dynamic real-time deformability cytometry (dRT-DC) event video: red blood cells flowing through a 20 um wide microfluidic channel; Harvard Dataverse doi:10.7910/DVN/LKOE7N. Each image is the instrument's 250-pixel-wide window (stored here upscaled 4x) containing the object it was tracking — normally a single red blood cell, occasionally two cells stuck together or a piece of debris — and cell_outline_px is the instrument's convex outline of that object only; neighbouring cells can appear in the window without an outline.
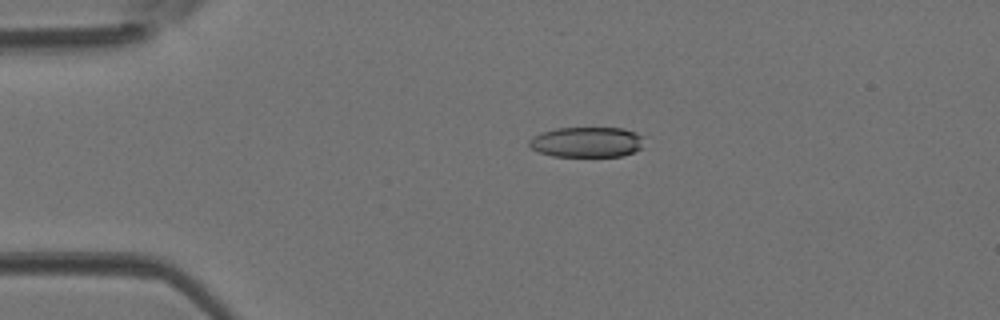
{"species": "Egyptian fruit bat (a non-hibernating species)", "species_latin": "Rousettus aegyptiacus", "temperature_condition": "room temperature", "stored_images_in_passage": 43, "camera_frame_rate_fps": 3000, "um_per_image_px": 0.085, "animal": {"sex": "female"}, "frame": {"image": 1, "passage_image": 9, "time_ms": 2.667, "image_size_px": [1000, 320], "cell_outline_px": [[644, 148], [624, 156], [552, 156], [540, 152], [532, 148], [528, 144], [528, 140], [532, 136], [540, 132], [556, 128], [624, 128], [636, 132], [644, 136]], "centroid_in_image_um": [49.92, 12.07], "position_along_channel_um": 35.1, "area_um2": 20.69}}
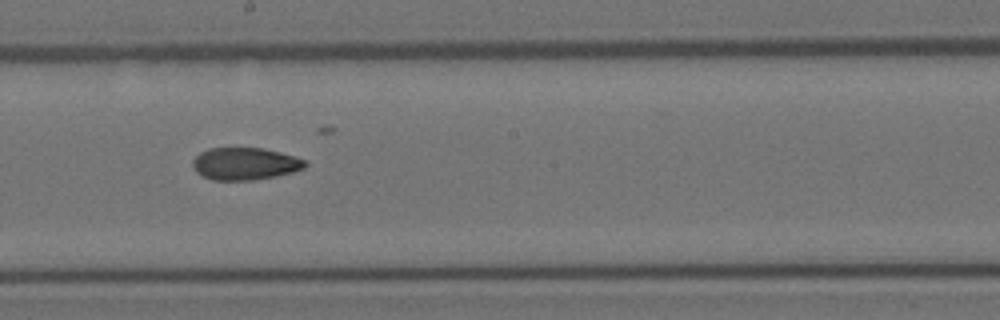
{"frame": {"image": 2, "passage_image": 24, "time_ms": 7.667, "image_size_px": [1000, 320], "cell_outline_px": [[308, 164], [304, 168], [292, 172], [276, 176], [252, 180], [212, 180], [196, 172], [192, 168], [192, 160], [200, 152], [208, 148], [264, 148], [280, 152], [304, 160]], "centroid_in_image_um": [20.79, 13.92], "position_along_channel_um": 227.4, "area_um2": 21.15}}
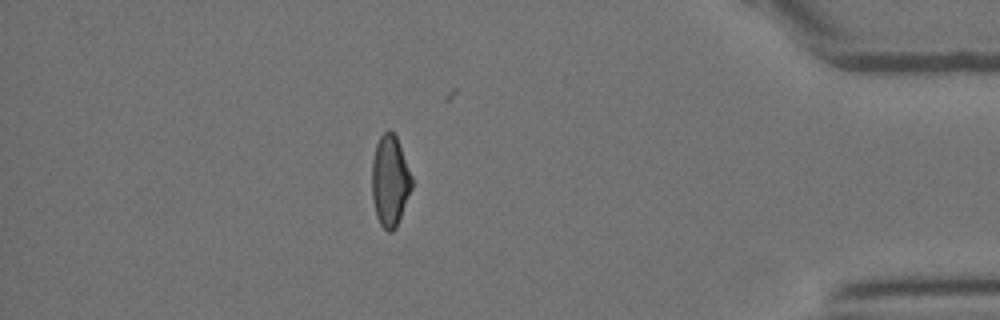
{"frame": {"image": 3, "passage_image": 38, "time_ms": 12.333, "image_size_px": [1000, 320], "cell_outline_px": [[412, 188], [396, 228], [392, 232], [388, 232], [380, 224], [376, 216], [372, 200], [372, 160], [376, 144], [380, 136], [388, 128], [396, 136], [412, 176]], "centroid_in_image_um": [33.14, 15.38], "position_along_channel_um": 402.1, "area_um2": 21.21}}